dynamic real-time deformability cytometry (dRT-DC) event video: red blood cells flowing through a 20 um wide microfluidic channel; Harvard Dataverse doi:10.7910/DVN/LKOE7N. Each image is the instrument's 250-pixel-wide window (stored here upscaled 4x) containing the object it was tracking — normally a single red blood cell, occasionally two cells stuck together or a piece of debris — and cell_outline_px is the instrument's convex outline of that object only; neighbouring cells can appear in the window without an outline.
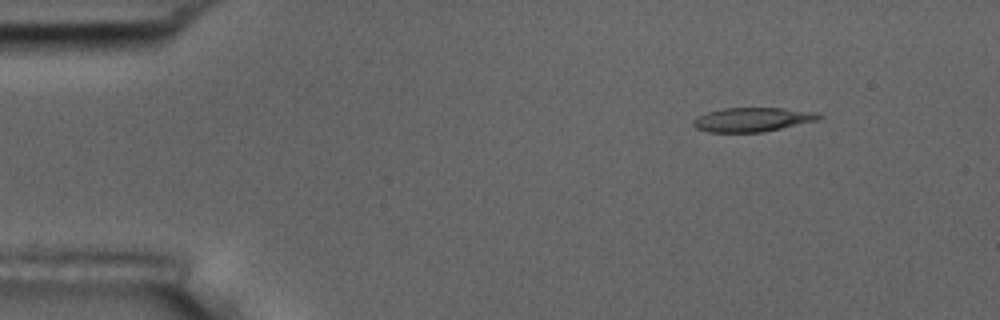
{"species": "common noctule bat (a hibernating species)", "species_latin": "Nyctalus noctula", "temperature_condition": "room temperature", "stored_images_in_passage": 11, "camera_frame_rate_fps": 3000, "um_per_image_px": 0.085, "animal": {"sex": "male", "body_mass_g": 17.5, "forearm_length_mm": 52.3}, "frame": {"image": 1, "passage_image": 2, "time_ms": 2.0, "image_size_px": [1000, 320], "cell_outline_px": [[824, 116], [820, 120], [764, 132], [708, 132], [696, 128], [692, 124], [692, 120], [696, 116], [708, 112], [724, 108], [780, 108], [816, 112]], "centroid_in_image_um": [63.97, 10.17], "position_along_channel_um": 21.0, "area_um2": 17.8}}
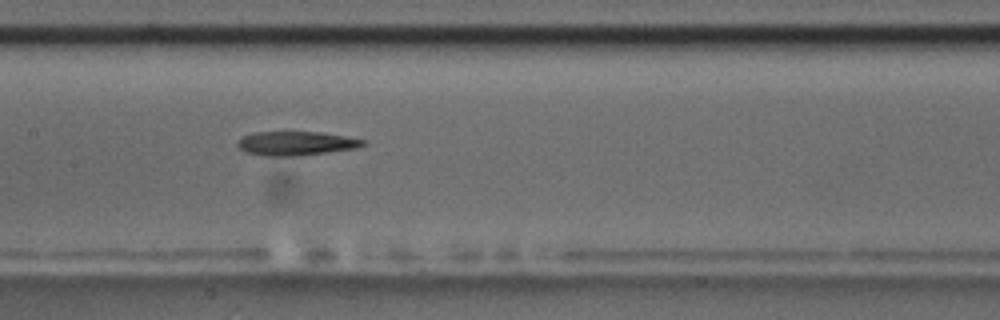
{"frame": {"image": 2, "passage_image": 8, "time_ms": 8.667, "image_size_px": [1000, 320], "cell_outline_px": [[364, 144], [356, 148], [300, 156], [264, 156], [244, 152], [236, 144], [236, 140], [252, 132], [324, 132], [364, 140]], "centroid_in_image_um": [25.09, 12.19], "position_along_channel_um": 182.3, "area_um2": 17.63}}
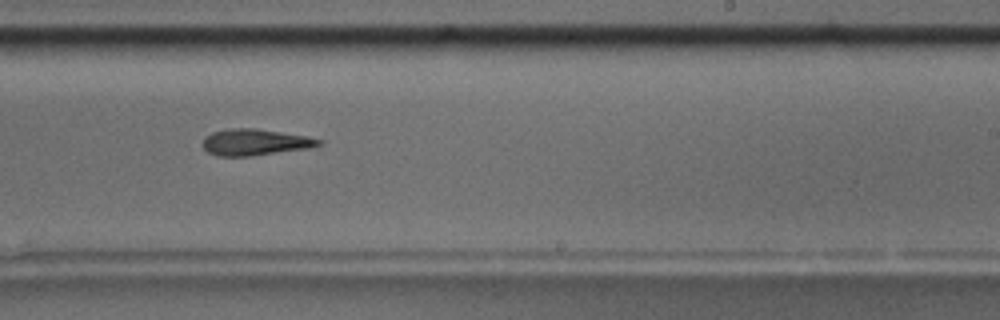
{"frame": {"image": 3, "passage_image": 10, "time_ms": 11.0, "image_size_px": [1000, 320], "cell_outline_px": [[324, 144], [308, 148], [252, 156], [216, 156], [208, 152], [200, 144], [204, 136], [212, 132], [228, 128], [256, 128], [308, 136], [324, 140]], "centroid_in_image_um": [21.66, 12.08], "position_along_channel_um": 267.3, "area_um2": 18.15}}